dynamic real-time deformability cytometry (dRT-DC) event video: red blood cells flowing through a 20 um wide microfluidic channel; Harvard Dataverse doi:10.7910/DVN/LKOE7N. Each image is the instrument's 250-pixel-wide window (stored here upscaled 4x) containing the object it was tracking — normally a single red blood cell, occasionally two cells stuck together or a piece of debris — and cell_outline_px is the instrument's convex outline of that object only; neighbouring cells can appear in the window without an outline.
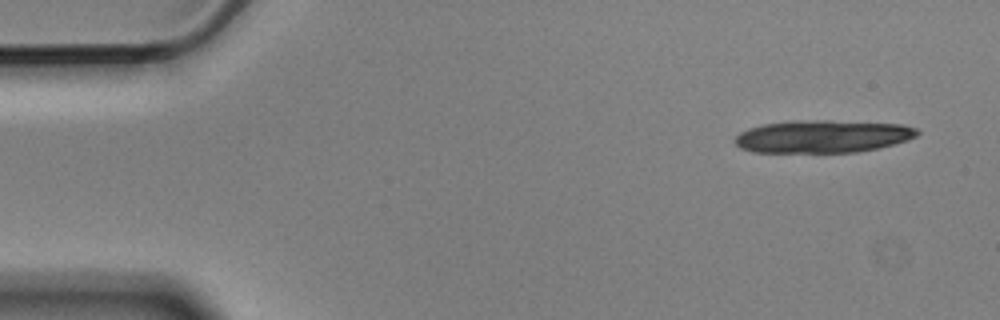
{"species": "Egyptian fruit bat (a non-hibernating species)", "species_latin": "Rousettus aegyptiacus", "temperature_condition": "cold", "stored_images_in_passage": 4, "camera_frame_rate_fps": 3000, "um_per_image_px": 0.085, "animal": {"sex": "male"}, "frame": {"image": 1, "passage_image": 1, "time_ms": 0.0, "image_size_px": [1000, 320], "cell_outline_px": [[920, 132], [916, 136], [908, 140], [880, 148], [856, 152], [752, 152], [740, 148], [732, 140], [740, 132], [748, 128], [760, 124], [792, 120], [828, 120], [904, 124], [916, 128]], "centroid_in_image_um": [69.91, 11.58], "position_along_channel_um": 15.1, "area_um2": 35.14}}